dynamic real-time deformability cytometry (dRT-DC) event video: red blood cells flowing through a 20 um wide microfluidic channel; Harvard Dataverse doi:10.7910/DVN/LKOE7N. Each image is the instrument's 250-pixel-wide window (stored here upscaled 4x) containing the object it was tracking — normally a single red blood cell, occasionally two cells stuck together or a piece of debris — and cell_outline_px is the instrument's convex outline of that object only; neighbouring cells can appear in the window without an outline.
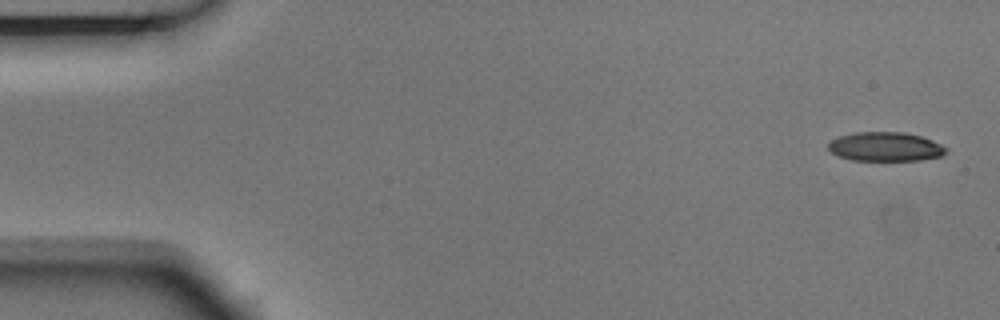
{"species": "Egyptian fruit bat (a non-hibernating species)", "species_latin": "Rousettus aegyptiacus", "temperature_condition": "room temperature", "stored_images_in_passage": 4, "camera_frame_rate_fps": 3000, "um_per_image_px": 0.085, "animal": {"sex": "male"}, "frame": {"image": 1, "passage_image": 1, "time_ms": 0.0, "image_size_px": [1000, 320], "cell_outline_px": [[948, 152], [940, 156], [920, 160], [852, 160], [840, 156], [832, 152], [828, 148], [828, 144], [832, 140], [840, 136], [856, 132], [904, 132], [920, 136], [932, 140], [948, 148]], "centroid_in_image_um": [75.29, 12.46], "position_along_channel_um": 9.7, "area_um2": 19.83}}
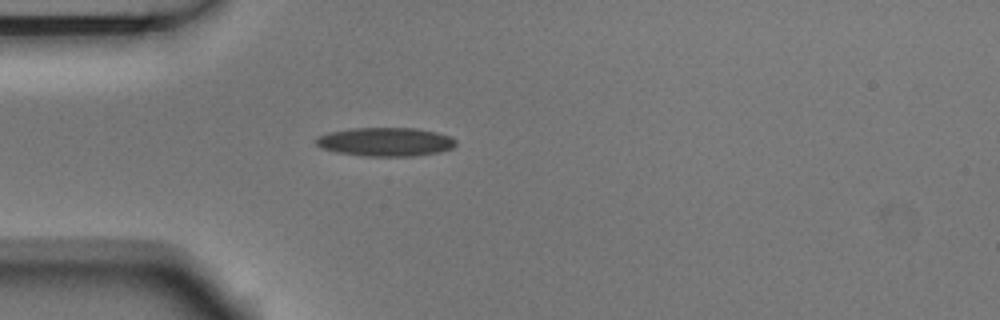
{"frame": {"image": 2, "passage_image": 4, "time_ms": 1.0, "image_size_px": [1000, 320], "cell_outline_px": [[456, 144], [452, 148], [440, 152], [412, 156], [364, 156], [336, 152], [324, 148], [316, 144], [316, 136], [328, 132], [352, 128], [416, 128], [436, 132], [452, 136], [456, 140]], "centroid_in_image_um": [32.78, 12.05], "position_along_channel_um": 52.2, "area_um2": 23.47}}